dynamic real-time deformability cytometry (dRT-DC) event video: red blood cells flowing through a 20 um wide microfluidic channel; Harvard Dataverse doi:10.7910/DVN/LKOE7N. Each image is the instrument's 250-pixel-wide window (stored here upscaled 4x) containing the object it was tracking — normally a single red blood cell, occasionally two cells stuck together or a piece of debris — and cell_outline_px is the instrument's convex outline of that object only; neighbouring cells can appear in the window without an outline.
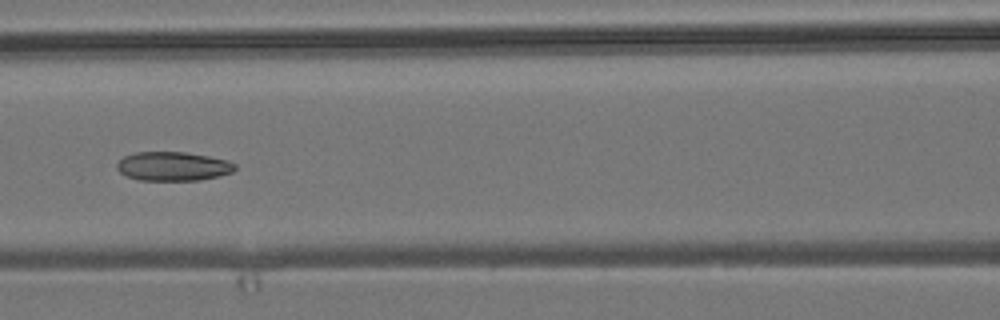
{"species": "common noctule bat (a hibernating species)", "species_latin": "Nyctalus noctula", "temperature_condition": "room temperature", "stored_images_in_passage": 9, "camera_frame_rate_fps": 3000, "um_per_image_px": 0.085, "animal": {"sex": "male", "body_mass_g": 19.2, "forearm_length_mm": 51.8}, "frame": {"image": 1, "passage_image": 6, "time_ms": 1.667, "image_size_px": [1000, 320], "cell_outline_px": [[236, 168], [232, 172], [220, 176], [200, 180], [140, 180], [128, 176], [120, 172], [116, 168], [116, 164], [124, 156], [136, 152], [184, 152], [208, 156], [228, 160], [236, 164]], "centroid_in_image_um": [14.73, 14.13], "position_along_channel_um": 151.9, "area_um2": 19.94}}
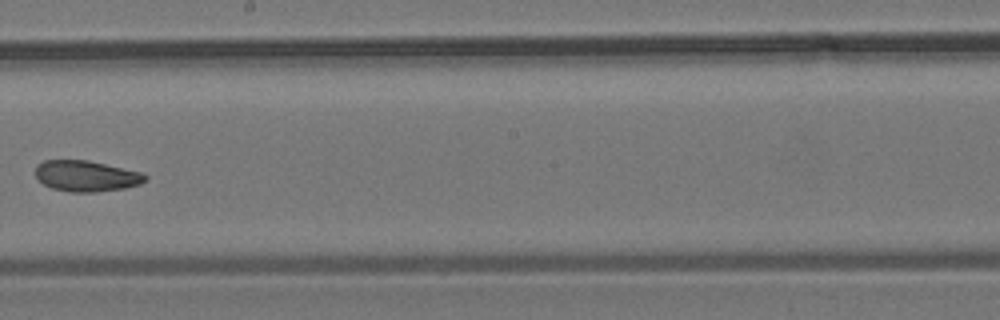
{"frame": {"image": 2, "passage_image": 8, "time_ms": 2.333, "image_size_px": [1000, 320], "cell_outline_px": [[148, 176], [140, 184], [124, 188], [96, 192], [72, 192], [52, 188], [44, 184], [36, 176], [36, 164], [44, 160], [88, 160], [144, 172]], "centroid_in_image_um": [7.35, 14.95], "position_along_channel_um": 240.8, "area_um2": 19.83}}
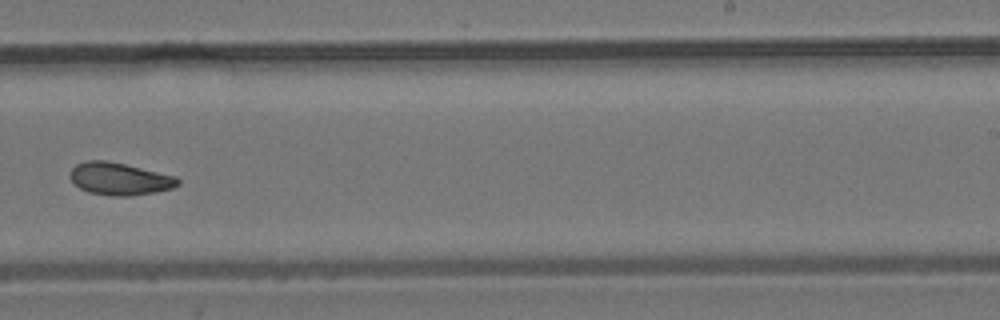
{"frame": {"image": 3, "passage_image": 9, "time_ms": 2.667, "image_size_px": [1000, 320], "cell_outline_px": [[180, 184], [172, 188], [156, 192], [128, 196], [112, 196], [88, 192], [80, 188], [72, 180], [72, 168], [76, 164], [84, 160], [104, 160], [124, 164], [176, 176], [180, 180]], "centroid_in_image_um": [10.19, 15.2], "position_along_channel_um": 278.8, "area_um2": 20.17}}